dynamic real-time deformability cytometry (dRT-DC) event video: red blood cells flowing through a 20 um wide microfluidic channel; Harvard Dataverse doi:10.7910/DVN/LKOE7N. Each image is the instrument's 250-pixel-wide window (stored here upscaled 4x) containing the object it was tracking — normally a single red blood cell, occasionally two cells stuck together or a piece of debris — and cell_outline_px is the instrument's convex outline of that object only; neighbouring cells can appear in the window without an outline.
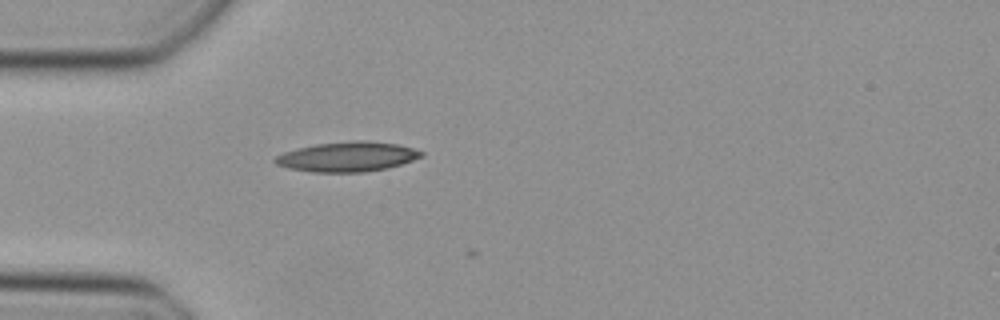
{"species": "Egyptian fruit bat (a non-hibernating species)", "species_latin": "Rousettus aegyptiacus", "temperature_condition": "cold", "stored_images_in_passage": 2, "camera_frame_rate_fps": 3000, "um_per_image_px": 0.085, "animal": {"sex": "female"}, "frame": {"image": 1, "passage_image": 1, "time_ms": 0.0, "image_size_px": [1000, 320], "cell_outline_px": [[424, 156], [388, 168], [364, 172], [312, 172], [288, 168], [276, 164], [272, 160], [276, 156], [284, 152], [316, 144], [352, 140], [368, 140], [396, 144], [412, 148], [424, 152]], "centroid_in_image_um": [29.53, 13.32], "position_along_channel_um": 55.5, "area_um2": 25.37}}